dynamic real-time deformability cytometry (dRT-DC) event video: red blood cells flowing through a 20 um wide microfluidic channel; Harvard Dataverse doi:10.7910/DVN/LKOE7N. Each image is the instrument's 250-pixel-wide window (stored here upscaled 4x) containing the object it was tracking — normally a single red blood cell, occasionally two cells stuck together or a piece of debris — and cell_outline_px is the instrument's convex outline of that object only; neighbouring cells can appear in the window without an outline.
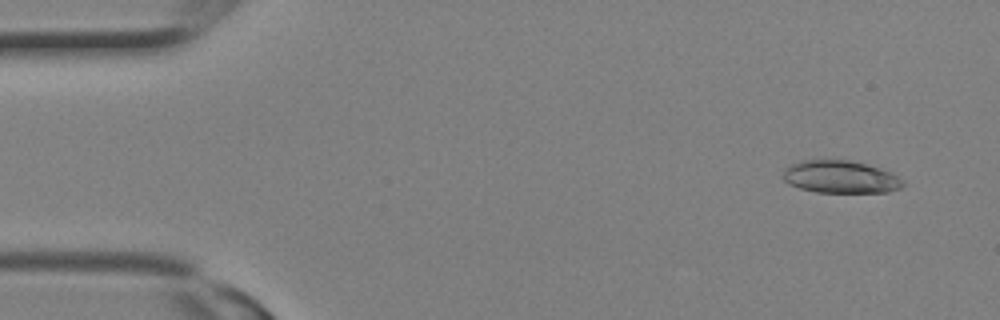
{"species": "Egyptian fruit bat (a non-hibernating species)", "species_latin": "Rousettus aegyptiacus", "temperature_condition": "room temperature", "stored_images_in_passage": 4, "segment_of_instrument_passage": [2, 2], "camera_frame_rate_fps": 3000, "um_per_image_px": 0.085, "animal": {"sex": "female"}, "frame": {"image": 1, "passage_image": 4, "time_ms": 1.0, "image_size_px": [1000, 320], "cell_outline_px": [[904, 184], [900, 188], [888, 192], [816, 192], [800, 188], [788, 184], [784, 180], [784, 172], [792, 164], [800, 160], [848, 160], [880, 168], [896, 176]], "centroid_in_image_um": [71.41, 15.04], "position_along_channel_um": 13.6, "area_um2": 22.31}}